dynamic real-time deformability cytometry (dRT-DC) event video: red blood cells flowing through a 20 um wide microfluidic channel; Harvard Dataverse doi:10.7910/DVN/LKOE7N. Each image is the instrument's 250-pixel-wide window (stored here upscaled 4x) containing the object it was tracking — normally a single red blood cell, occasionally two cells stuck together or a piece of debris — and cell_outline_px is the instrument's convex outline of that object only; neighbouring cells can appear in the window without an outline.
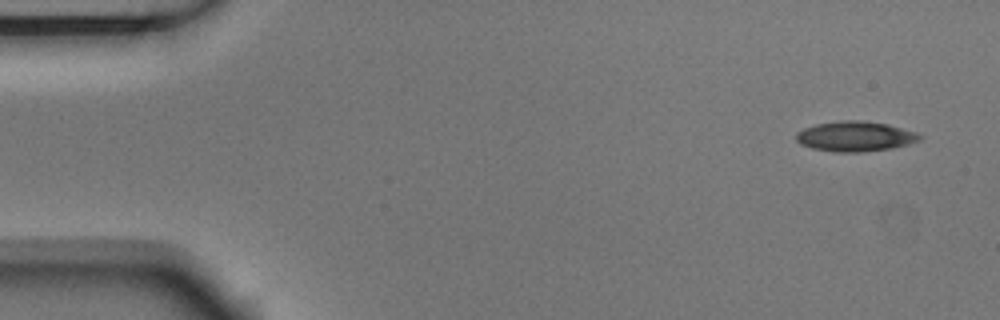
{"species": "Egyptian fruit bat (a non-hibernating species)", "species_latin": "Rousettus aegyptiacus", "temperature_condition": "room temperature", "stored_images_in_passage": 52, "camera_frame_rate_fps": 3000, "um_per_image_px": 0.085, "animal": {"sex": "male"}, "frame": {"image": 1, "passage_image": 1, "time_ms": 0.0, "image_size_px": [1000, 320], "cell_outline_px": [[924, 136], [920, 140], [892, 148], [860, 152], [836, 152], [812, 148], [800, 144], [796, 140], [796, 132], [804, 128], [816, 124], [844, 120], [860, 120], [888, 124], [916, 132]], "centroid_in_image_um": [72.68, 11.59], "position_along_channel_um": 12.3, "area_um2": 21.62}}
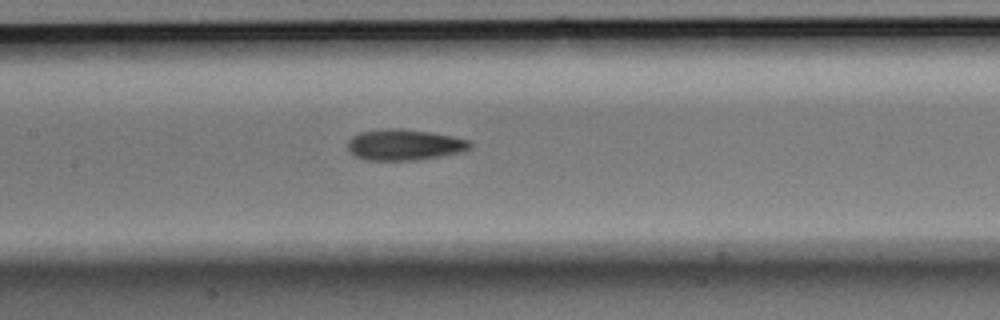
{"frame": {"image": 2, "passage_image": 23, "time_ms": 7.333, "image_size_px": [1000, 320], "cell_outline_px": [[472, 148], [464, 152], [416, 160], [364, 160], [356, 156], [348, 148], [348, 140], [352, 136], [360, 132], [388, 128], [400, 128], [432, 132], [452, 136], [468, 140], [472, 144]], "centroid_in_image_um": [34.4, 12.3], "position_along_channel_um": 173.0, "area_um2": 22.2}}
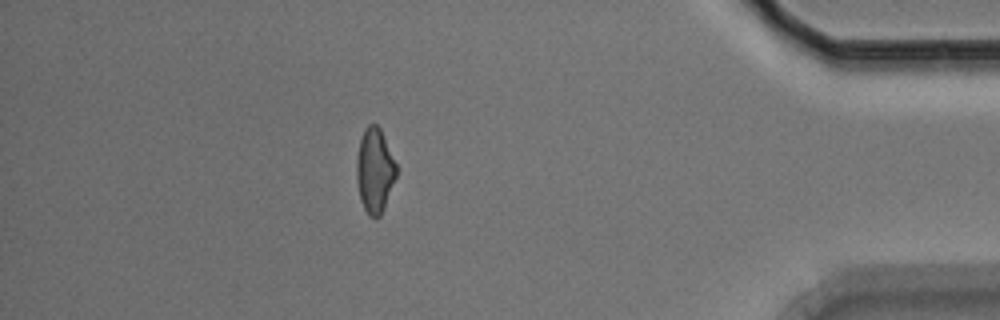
{"frame": {"image": 3, "passage_image": 45, "time_ms": 14.667, "image_size_px": [1000, 320], "cell_outline_px": [[396, 176], [384, 208], [380, 216], [376, 220], [368, 216], [360, 200], [356, 180], [356, 160], [360, 140], [364, 128], [368, 124], [376, 124], [380, 128], [396, 164]], "centroid_in_image_um": [31.83, 14.52], "position_along_channel_um": 403.4, "area_um2": 19.65}, "authors_computed_cell_mechanics": {"area_um2": 21.1837, "velocity_mm_per_s": 3.7344, "shape_relaxation_time_tau1_ms": 6.0663, "shape_relaxation_time_tau2_ms": 4.8893, "deformation_change_tau1": 0.1768, "deformation_change_tau2": 0.1452}}